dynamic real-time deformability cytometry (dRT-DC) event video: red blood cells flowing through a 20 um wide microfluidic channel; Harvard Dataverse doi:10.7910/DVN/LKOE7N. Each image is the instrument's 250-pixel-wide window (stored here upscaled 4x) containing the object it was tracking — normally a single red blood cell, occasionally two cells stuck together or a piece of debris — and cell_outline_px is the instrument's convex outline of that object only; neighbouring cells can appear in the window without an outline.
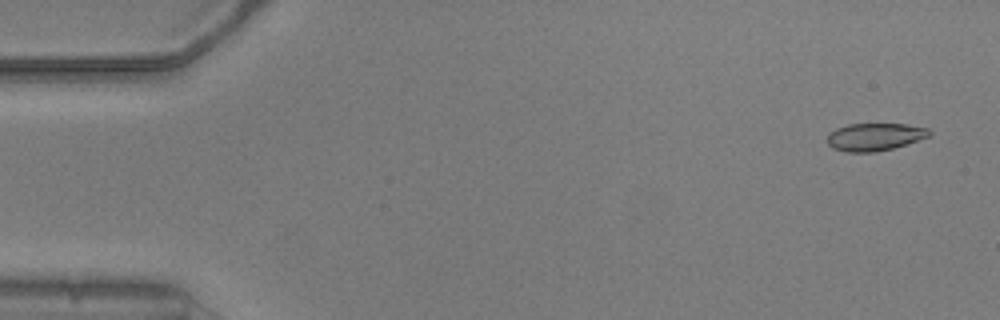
{"species": "common noctule bat (a hibernating species)", "species_latin": "Nyctalus noctula", "temperature_condition": "warm", "stored_images_in_passage": 54, "camera_frame_rate_fps": 3000, "um_per_image_px": 0.085, "animal": {"sex": "male", "body_mass_g": 20.5, "forearm_length_mm": 52.5}, "frame": {"image": 1, "passage_image": 3, "time_ms": 0.667, "image_size_px": [1000, 320], "cell_outline_px": [[932, 132], [928, 136], [892, 148], [876, 152], [844, 152], [832, 148], [828, 144], [828, 136], [836, 128], [848, 124], [908, 124], [928, 128]], "centroid_in_image_um": [74.33, 11.63], "position_along_channel_um": 10.7, "area_um2": 16.24}}
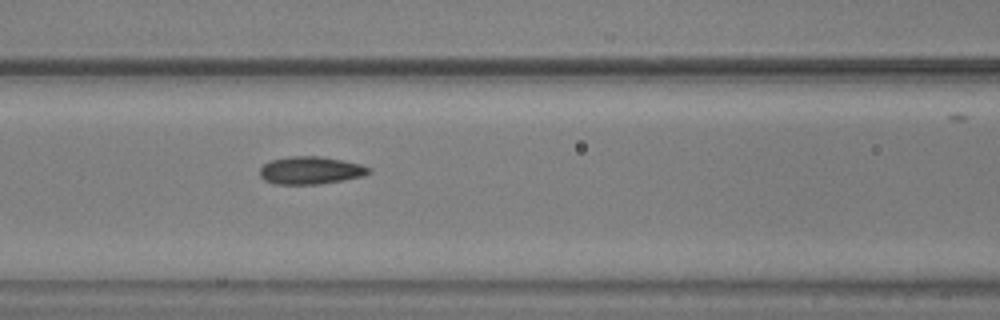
{"frame": {"image": 2, "passage_image": 23, "time_ms": 7.333, "image_size_px": [1000, 320], "cell_outline_px": [[372, 172], [364, 176], [344, 180], [320, 184], [272, 184], [264, 180], [260, 176], [260, 168], [264, 164], [272, 160], [292, 156], [320, 156], [344, 160], [360, 164], [372, 168]], "centroid_in_image_um": [26.43, 14.49], "position_along_channel_um": 140.2, "area_um2": 17.74}}
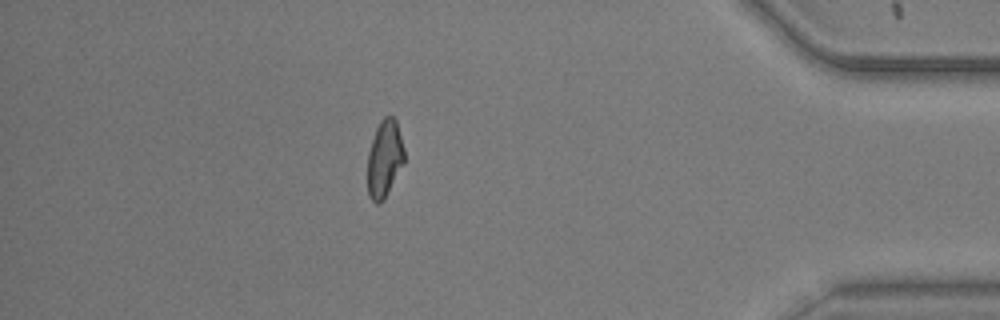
{"frame": {"image": 3, "passage_image": 47, "time_ms": 15.333, "image_size_px": [1000, 320], "cell_outline_px": [[404, 164], [384, 200], [380, 204], [376, 204], [368, 196], [368, 152], [376, 128], [380, 120], [384, 116], [392, 116], [396, 120], [404, 148]], "centroid_in_image_um": [32.69, 13.51], "position_along_channel_um": 402.5, "area_um2": 16.65}, "authors_computed_cell_mechanics": {"area_um2": 17.051, "velocity_mm_per_s": 3.8101, "shape_relaxation_time_tau1_ms": 5.9453, "shape_relaxation_time_tau2_ms": 1.8902, "deformation_change_tau1": 0.1451, "deformation_change_tau2": 0.0808}}